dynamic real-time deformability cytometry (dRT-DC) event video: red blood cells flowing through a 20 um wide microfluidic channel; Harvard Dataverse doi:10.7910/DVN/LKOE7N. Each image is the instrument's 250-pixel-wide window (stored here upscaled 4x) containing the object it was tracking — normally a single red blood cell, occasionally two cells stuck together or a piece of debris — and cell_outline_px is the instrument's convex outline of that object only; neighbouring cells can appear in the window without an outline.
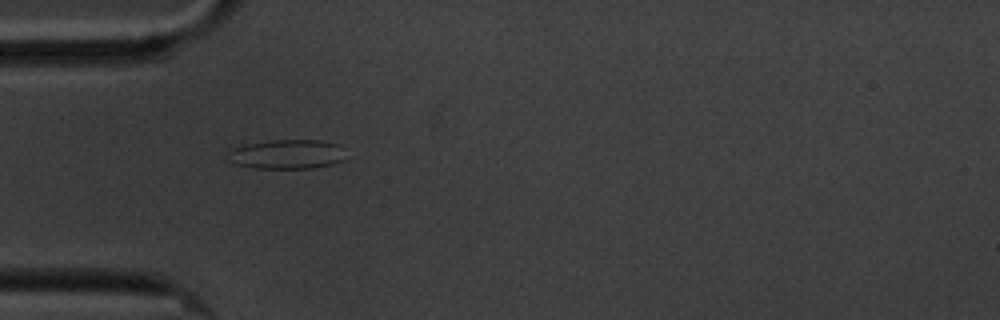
{"species": "common noctule bat (a hibernating species)", "species_latin": "Nyctalus noctula", "temperature_condition": "cold", "stored_images_in_passage": 1, "camera_frame_rate_fps": 3000, "um_per_image_px": 0.085, "animal": {"sex": "male", "body_mass_g": 20.1, "forearm_length_mm": 53.5}, "frame": {"image": 1, "passage_image": 1, "time_ms": 0.0, "image_size_px": [1000, 320], "cell_outline_px": [[344, 160], [332, 164], [312, 168], [256, 168], [236, 164], [232, 160], [232, 148], [244, 144], [272, 140], [320, 140], [340, 144]], "centroid_in_image_um": [24.45, 13.1], "position_along_channel_um": 60.5, "area_um2": 19.83}}